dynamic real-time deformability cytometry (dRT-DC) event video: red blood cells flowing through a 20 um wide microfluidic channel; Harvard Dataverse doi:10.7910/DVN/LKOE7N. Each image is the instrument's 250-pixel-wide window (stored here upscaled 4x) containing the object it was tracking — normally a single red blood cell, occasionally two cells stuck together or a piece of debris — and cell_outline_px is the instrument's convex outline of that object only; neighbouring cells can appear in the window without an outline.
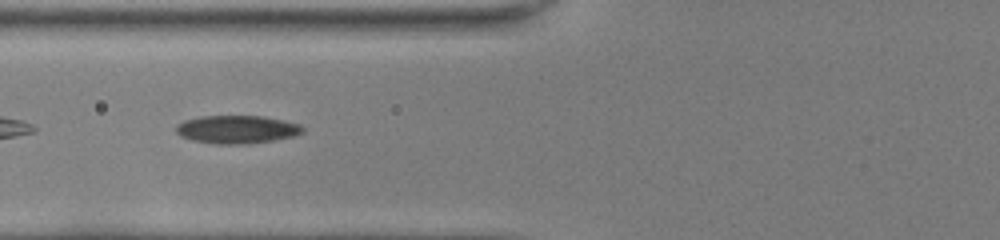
{"species": "common noctule bat (a hibernating species)", "species_latin": "Nyctalus noctula", "temperature_condition": "room temperature", "stored_images_in_passage": 36, "camera_frame_rate_fps": 3000, "um_per_image_px": 0.085, "animal": {"sex": "female", "body_mass_g": 22.0, "forearm_length_mm": 56.7}, "frame": {"image": 1, "passage_image": 7, "time_ms": 2.0, "image_size_px": [1000, 240], "cell_outline_px": [[304, 132], [292, 136], [272, 140], [248, 144], [216, 144], [192, 140], [180, 136], [176, 132], [176, 128], [184, 120], [200, 116], [260, 116], [300, 124], [304, 128]], "centroid_in_image_um": [20.12, 11.0], "position_along_channel_um": 105.7, "area_um2": 20.52}}
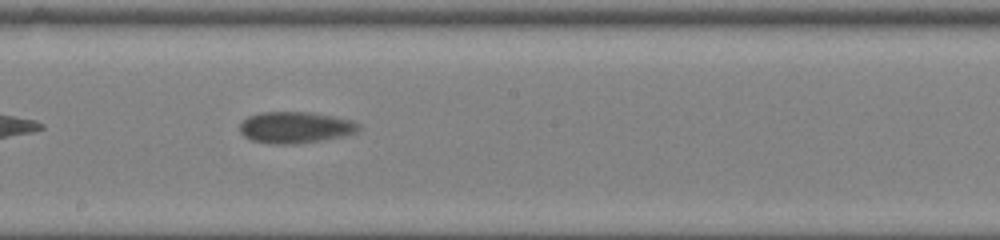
{"frame": {"image": 2, "passage_image": 16, "time_ms": 5.0, "image_size_px": [1000, 240], "cell_outline_px": [[360, 128], [356, 132], [340, 136], [320, 140], [292, 144], [276, 144], [252, 140], [244, 136], [240, 132], [240, 124], [248, 116], [260, 112], [312, 112], [352, 120], [360, 124]], "centroid_in_image_um": [25.09, 10.82], "position_along_channel_um": 223.1, "area_um2": 21.56}}
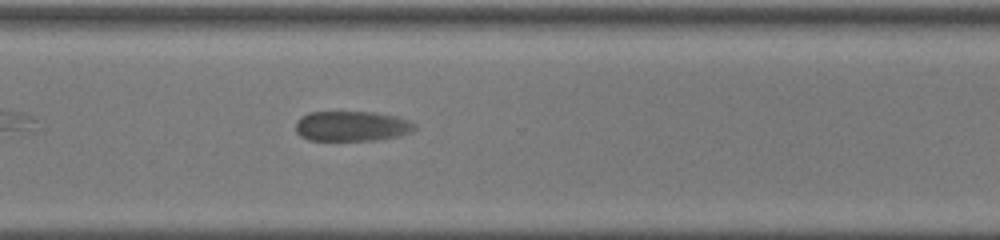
{"frame": {"image": 3, "passage_image": 25, "time_ms": 8.0, "image_size_px": [1000, 240], "cell_outline_px": [[416, 128], [412, 132], [400, 136], [376, 140], [308, 140], [300, 136], [296, 132], [296, 120], [308, 112], [372, 112], [396, 116], [408, 120], [416, 124]], "centroid_in_image_um": [29.91, 10.72], "position_along_channel_um": 340.7, "area_um2": 21.04}}